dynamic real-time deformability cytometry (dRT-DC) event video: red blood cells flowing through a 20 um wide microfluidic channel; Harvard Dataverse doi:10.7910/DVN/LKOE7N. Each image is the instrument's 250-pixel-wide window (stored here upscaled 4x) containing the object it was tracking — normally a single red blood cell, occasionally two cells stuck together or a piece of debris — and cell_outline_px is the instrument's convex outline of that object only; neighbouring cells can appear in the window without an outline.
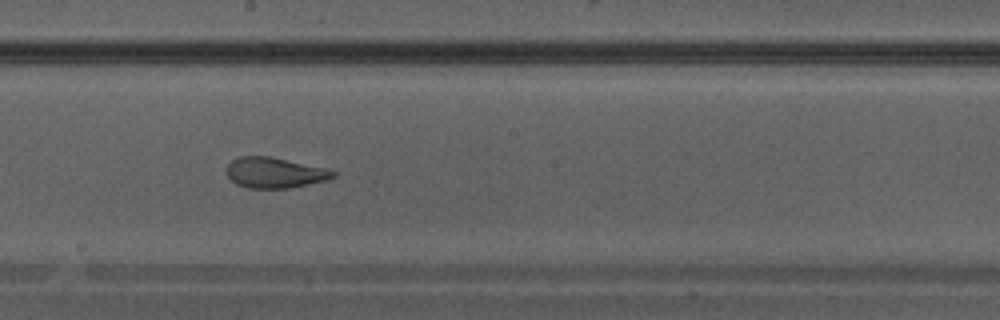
{"species": "Egyptian fruit bat (a non-hibernating species)", "species_latin": "Rousettus aegyptiacus", "temperature_condition": "warm", "stored_images_in_passage": 40, "camera_frame_rate_fps": 3000, "um_per_image_px": 0.085, "animal": {"sex": "male"}, "frame": {"image": 1, "passage_image": 23, "time_ms": 7.333, "image_size_px": [1000, 320], "cell_outline_px": [[336, 176], [328, 180], [288, 188], [248, 188], [236, 184], [224, 172], [224, 168], [232, 160], [240, 156], [268, 156], [328, 168], [336, 172]], "centroid_in_image_um": [23.34, 14.67], "position_along_channel_um": 224.9, "area_um2": 19.13}}